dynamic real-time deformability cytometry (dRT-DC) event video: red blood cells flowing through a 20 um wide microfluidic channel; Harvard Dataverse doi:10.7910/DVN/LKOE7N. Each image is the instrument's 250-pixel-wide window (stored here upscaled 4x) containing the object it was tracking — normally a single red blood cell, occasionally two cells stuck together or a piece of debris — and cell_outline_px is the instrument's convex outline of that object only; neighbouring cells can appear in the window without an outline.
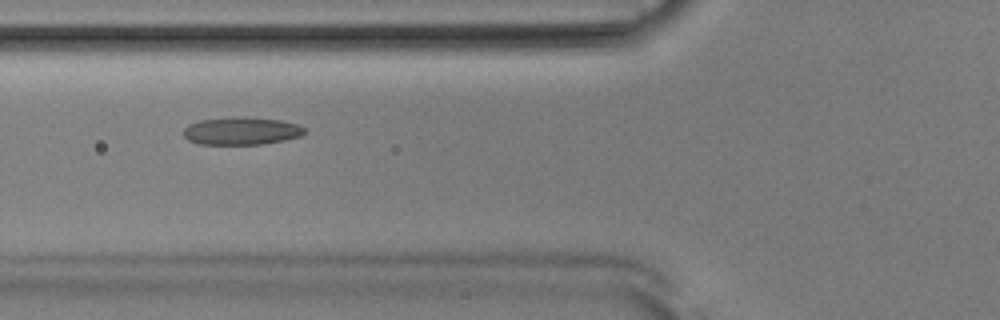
{"species": "Egyptian fruit bat (a non-hibernating species)", "species_latin": "Rousettus aegyptiacus", "temperature_condition": "room temperature", "stored_images_in_passage": 36, "camera_frame_rate_fps": 3000, "um_per_image_px": 0.085, "animal": {"sex": "male"}, "frame": {"image": 1, "passage_image": 5, "time_ms": 1.333, "image_size_px": [1000, 320], "cell_outline_px": [[304, 132], [300, 136], [284, 140], [260, 144], [200, 144], [188, 140], [184, 136], [184, 128], [188, 124], [200, 120], [240, 116], [244, 116], [280, 120], [296, 124], [304, 128]], "centroid_in_image_um": [20.49, 11.12], "position_along_channel_um": 105.3, "area_um2": 19.42}}
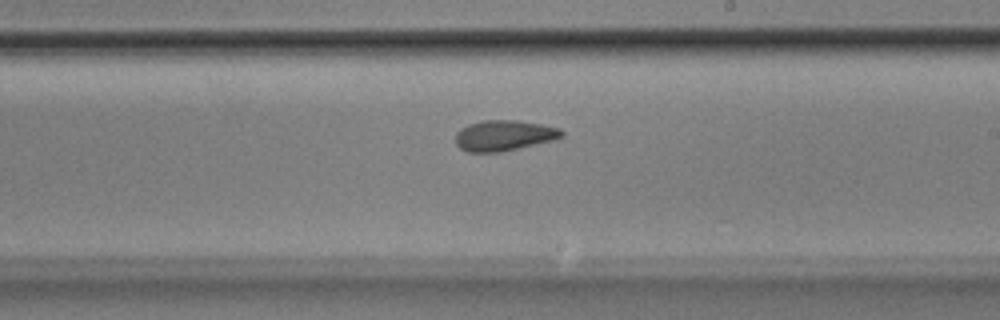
{"frame": {"image": 2, "passage_image": 16, "time_ms": 5.0, "image_size_px": [1000, 320], "cell_outline_px": [[564, 136], [552, 140], [500, 152], [468, 152], [460, 148], [456, 144], [456, 132], [460, 128], [468, 124], [484, 120], [520, 120], [560, 128], [564, 132]], "centroid_in_image_um": [42.82, 11.5], "position_along_channel_um": 246.2, "area_um2": 18.9}}
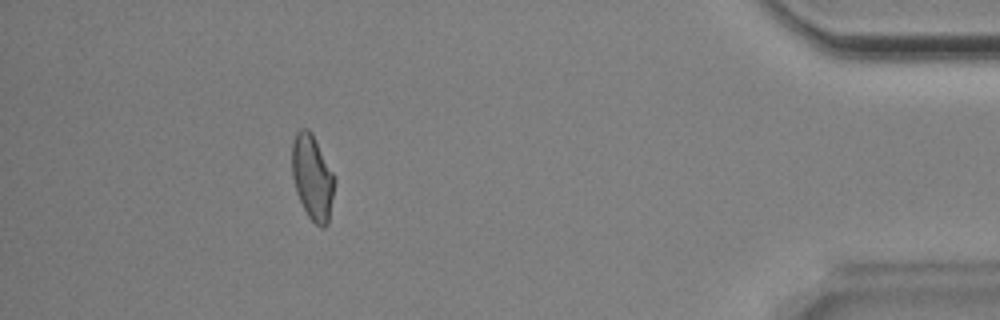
{"frame": {"image": 3, "passage_image": 31, "time_ms": 10.0, "image_size_px": [1000, 320], "cell_outline_px": [[336, 180], [328, 224], [324, 228], [320, 228], [308, 216], [296, 192], [292, 176], [292, 144], [296, 132], [300, 128], [308, 128], [312, 132], [336, 176]], "centroid_in_image_um": [26.57, 15.06], "position_along_channel_um": 408.6, "area_um2": 21.44}, "authors_computed_cell_mechanics": {"area_um2": 20.6635, "velocity_mm_per_s": 3.8723, "shape_relaxation_time_tau1_ms": null, "shape_relaxation_time_tau2_ms": 2.1958, "deformation_change_tau1": null, "deformation_change_tau2": 0.0771}}